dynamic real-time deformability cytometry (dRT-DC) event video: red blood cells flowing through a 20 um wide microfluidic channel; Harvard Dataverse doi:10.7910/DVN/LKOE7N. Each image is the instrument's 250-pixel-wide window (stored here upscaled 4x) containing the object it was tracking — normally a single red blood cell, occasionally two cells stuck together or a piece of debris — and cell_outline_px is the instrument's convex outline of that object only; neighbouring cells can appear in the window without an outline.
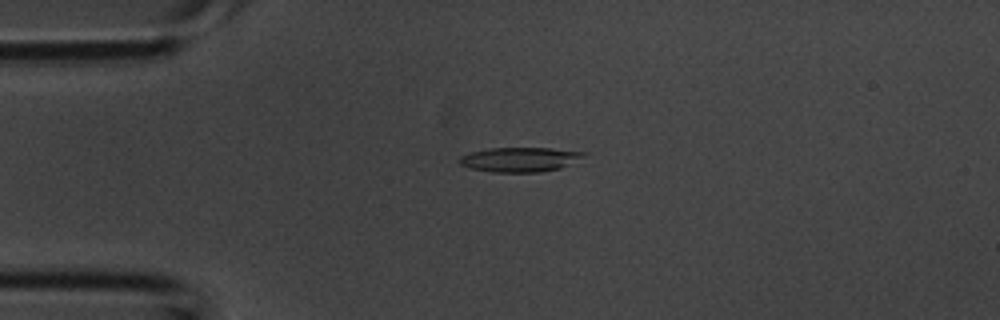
{"species": "common noctule bat (a hibernating species)", "species_latin": "Nyctalus noctula", "temperature_condition": "room temperature", "stored_images_in_passage": 3, "camera_frame_rate_fps": 3000, "um_per_image_px": 0.085, "animal": {"sex": "male", "body_mass_g": 20.1, "forearm_length_mm": 53.5}, "frame": {"image": 1, "passage_image": 3, "time_ms": 0.667, "image_size_px": [1000, 320], "cell_outline_px": [[588, 152], [584, 156], [560, 168], [540, 172], [492, 172], [472, 168], [460, 164], [456, 160], [460, 156], [468, 152], [488, 148], [552, 148]], "centroid_in_image_um": [44.14, 13.54], "position_along_channel_um": 40.9, "area_um2": 17.8}}